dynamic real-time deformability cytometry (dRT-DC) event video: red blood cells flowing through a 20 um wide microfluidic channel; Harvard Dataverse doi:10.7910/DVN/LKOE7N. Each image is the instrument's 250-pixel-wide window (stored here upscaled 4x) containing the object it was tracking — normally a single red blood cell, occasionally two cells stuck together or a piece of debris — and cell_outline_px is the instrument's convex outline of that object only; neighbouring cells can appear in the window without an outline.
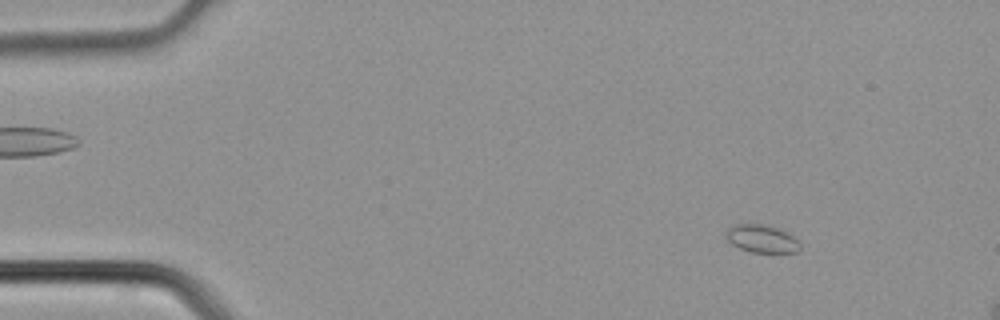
{"species": "common noctule bat (a hibernating species)", "species_latin": "Nyctalus noctula", "temperature_condition": "cold", "stored_images_in_passage": 4, "camera_frame_rate_fps": 3000, "um_per_image_px": 0.085, "animal": {"sex": "male", "body_mass_g": 21.5, "forearm_length_mm": 52.0}, "frame": {"image": 1, "passage_image": 1, "time_ms": 0.0, "image_size_px": [1000, 320], "cell_outline_px": [[800, 248], [796, 252], [752, 252], [740, 248], [732, 244], [724, 236], [724, 232], [728, 228], [736, 224], [764, 224], [780, 228], [800, 240]], "centroid_in_image_um": [64.75, 20.27], "position_along_channel_um": 20.2, "area_um2": 12.14}}